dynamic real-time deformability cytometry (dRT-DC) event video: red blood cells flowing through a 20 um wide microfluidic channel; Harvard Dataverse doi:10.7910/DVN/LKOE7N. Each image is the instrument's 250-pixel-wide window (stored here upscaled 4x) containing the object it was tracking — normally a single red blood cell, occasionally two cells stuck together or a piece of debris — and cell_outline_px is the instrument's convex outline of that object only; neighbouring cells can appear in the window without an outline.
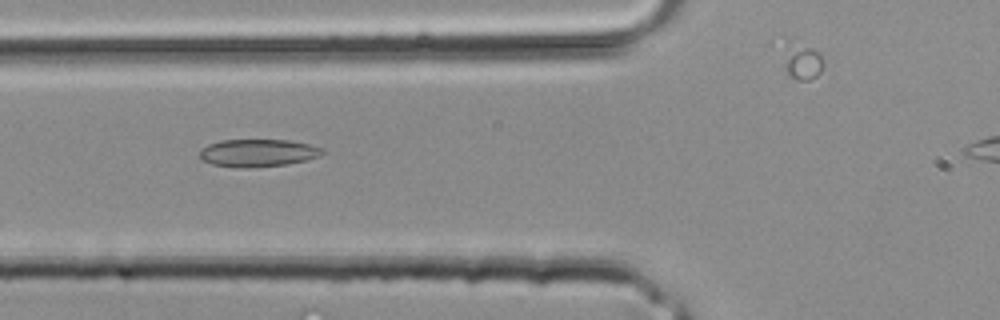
{"species": "common noctule bat (a hibernating species)", "species_latin": "Nyctalus noctula", "temperature_condition": "room temperature", "stored_images_in_passage": 5, "camera_frame_rate_fps": 3000, "um_per_image_px": 0.085, "animal": {"sex": "male", "body_mass_g": 20.4}, "frame": {"image": 1, "passage_image": 3, "time_ms": 0.667, "image_size_px": [1000, 320], "cell_outline_px": [[324, 152], [320, 156], [308, 160], [288, 164], [212, 164], [200, 160], [200, 148], [208, 144], [220, 140], [288, 140], [308, 144], [324, 148]], "centroid_in_image_um": [21.97, 12.93], "position_along_channel_um": 103.8, "area_um2": 18.73}}
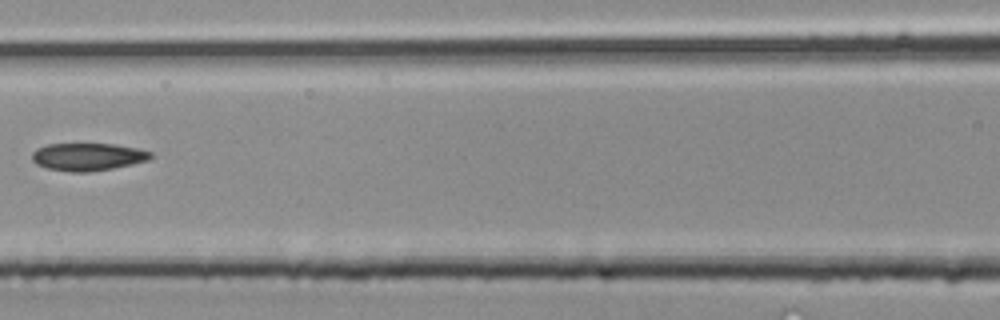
{"frame": {"image": 2, "passage_image": 5, "time_ms": 1.333, "image_size_px": [1000, 320], "cell_outline_px": [[152, 156], [148, 160], [132, 164], [112, 168], [88, 172], [72, 172], [48, 168], [36, 164], [32, 160], [32, 152], [36, 148], [48, 144], [116, 144], [136, 148], [152, 152]], "centroid_in_image_um": [7.45, 13.32], "position_along_channel_um": 159.2, "area_um2": 19.02}}